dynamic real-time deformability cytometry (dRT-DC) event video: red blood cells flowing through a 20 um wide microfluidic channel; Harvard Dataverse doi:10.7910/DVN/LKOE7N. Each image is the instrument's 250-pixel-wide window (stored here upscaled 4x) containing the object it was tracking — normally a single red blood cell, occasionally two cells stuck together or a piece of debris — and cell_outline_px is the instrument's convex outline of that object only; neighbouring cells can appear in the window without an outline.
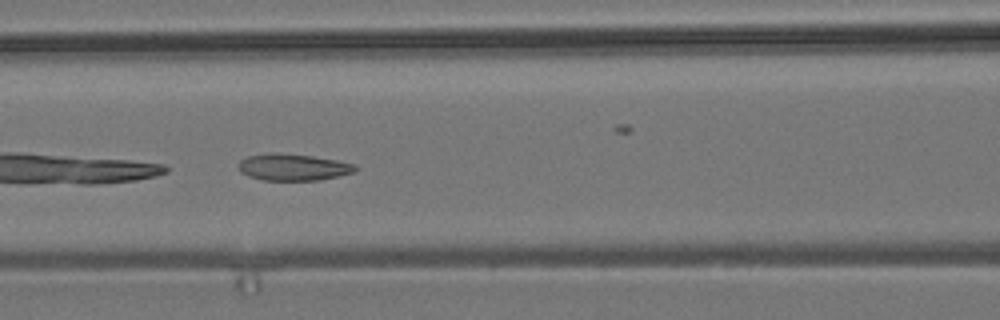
{"species": "common noctule bat (a hibernating species)", "species_latin": "Nyctalus noctula", "temperature_condition": "room temperature", "stored_images_in_passage": 36, "camera_frame_rate_fps": 3000, "um_per_image_px": 0.085, "animal": {"sex": "male", "body_mass_g": 19.2, "forearm_length_mm": 51.8}, "frame": {"image": 1, "passage_image": 6, "time_ms": 1.667, "image_size_px": [1000, 320], "cell_outline_px": [[356, 172], [340, 176], [320, 180], [264, 180], [248, 176], [240, 172], [236, 164], [240, 160], [248, 156], [276, 152], [312, 156], [336, 160], [356, 164]], "centroid_in_image_um": [24.91, 14.21], "position_along_channel_um": 141.7, "area_um2": 18.32}}
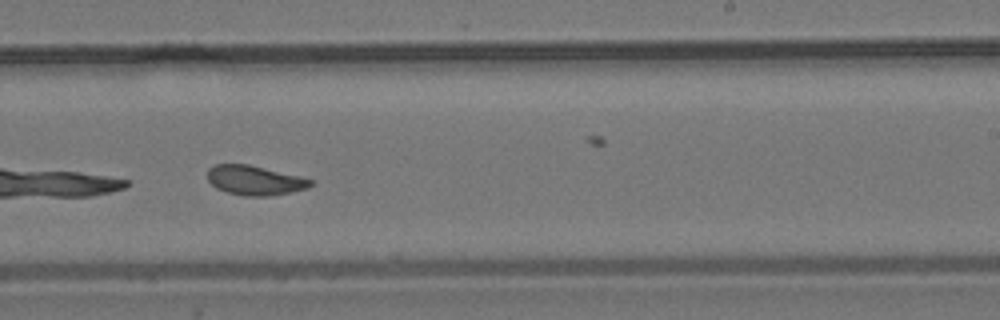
{"frame": {"image": 2, "passage_image": 16, "time_ms": 5.0, "image_size_px": [1000, 320], "cell_outline_px": [[312, 184], [308, 188], [268, 196], [244, 196], [228, 192], [216, 188], [208, 180], [208, 168], [212, 164], [248, 164], [300, 176], [312, 180]], "centroid_in_image_um": [21.62, 15.32], "position_along_channel_um": 267.4, "area_um2": 17.63}}